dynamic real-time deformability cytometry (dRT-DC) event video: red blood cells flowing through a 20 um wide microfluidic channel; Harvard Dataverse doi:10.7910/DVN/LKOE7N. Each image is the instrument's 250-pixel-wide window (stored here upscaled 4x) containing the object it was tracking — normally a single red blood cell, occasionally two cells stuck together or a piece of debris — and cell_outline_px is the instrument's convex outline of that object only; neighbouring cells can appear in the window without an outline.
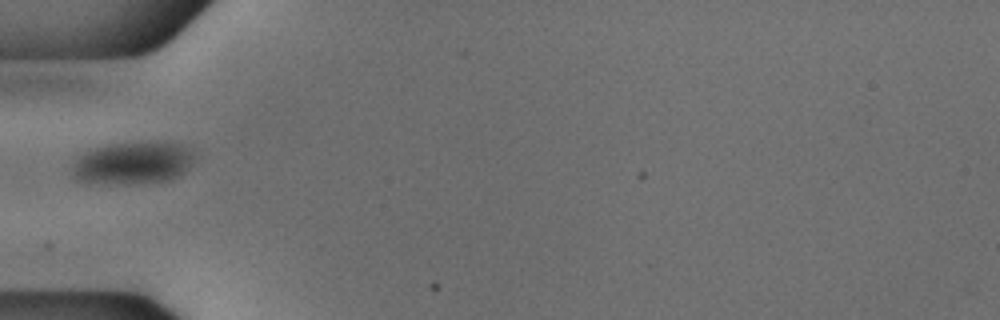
{"species": "common noctule bat (a hibernating species)", "species_latin": "Nyctalus noctula", "temperature_condition": "cold", "stored_images_in_passage": 37, "camera_frame_rate_fps": 3000, "um_per_image_px": 0.085, "animal": {"sex": "male", "body_mass_g": 18.8}, "frame": {"image": 1, "passage_image": 1, "time_ms": 0.0, "image_size_px": [1000, 320], "cell_outline_px": [[196, 156], [192, 164], [180, 176], [172, 180], [136, 184], [88, 184], [76, 180], [72, 176], [72, 164], [76, 156], [84, 152], [108, 144], [156, 140], [160, 140], [180, 144], [196, 152]], "centroid_in_image_um": [11.29, 13.85], "position_along_channel_um": 73.7, "area_um2": 31.62}}
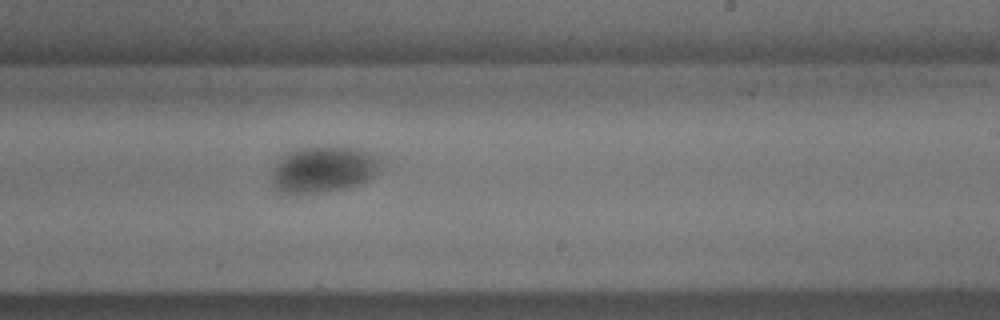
{"frame": {"image": 2, "passage_image": 16, "time_ms": 5.0, "image_size_px": [1000, 320], "cell_outline_px": [[380, 164], [376, 172], [368, 180], [344, 188], [320, 192], [276, 192], [272, 180], [272, 168], [280, 156], [284, 152], [296, 148], [328, 144], [360, 148], [376, 152], [380, 156]], "centroid_in_image_um": [27.48, 14.31], "position_along_channel_um": 261.5, "area_um2": 30.17}}
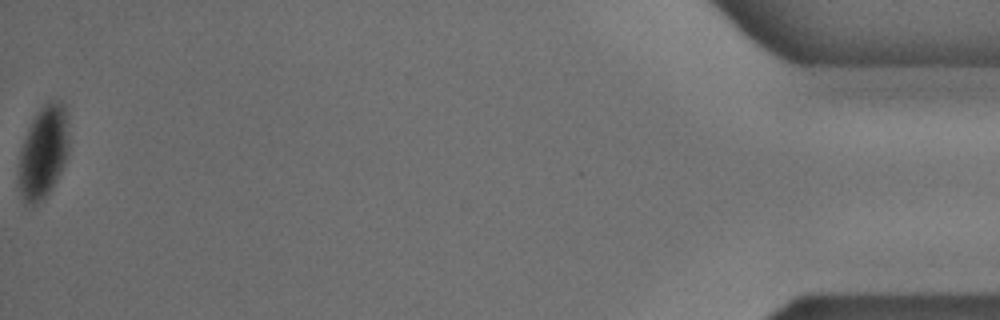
{"frame": {"image": 3, "passage_image": 37, "time_ms": 12.0, "image_size_px": [1000, 320], "cell_outline_px": [[68, 152], [64, 164], [52, 188], [36, 204], [24, 204], [20, 192], [20, 152], [28, 128], [36, 112], [48, 100], [60, 100], [64, 104], [68, 112]], "centroid_in_image_um": [3.72, 12.86], "position_along_channel_um": 431.5, "area_um2": 26.93}}